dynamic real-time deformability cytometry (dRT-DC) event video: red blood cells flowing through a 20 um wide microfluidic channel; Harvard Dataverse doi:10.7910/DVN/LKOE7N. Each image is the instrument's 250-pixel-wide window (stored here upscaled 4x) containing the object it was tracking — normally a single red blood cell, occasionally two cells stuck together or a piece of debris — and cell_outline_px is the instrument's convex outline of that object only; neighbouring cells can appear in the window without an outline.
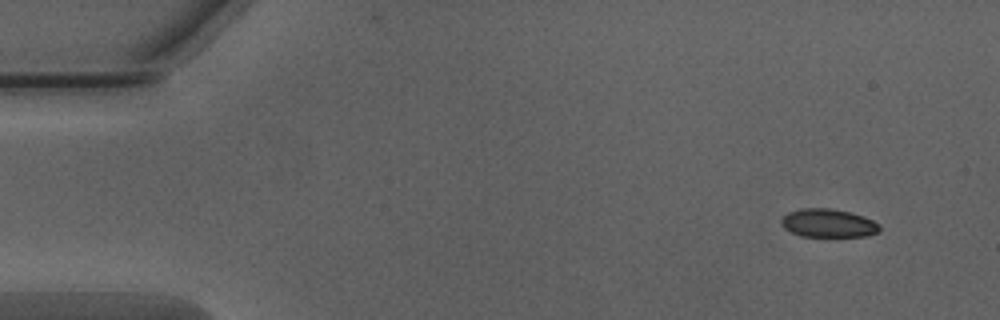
{"species": "Egyptian fruit bat (a non-hibernating species)", "species_latin": "Rousettus aegyptiacus", "temperature_condition": "warm", "stored_images_in_passage": 49, "camera_frame_rate_fps": 3000, "um_per_image_px": 0.085, "animal": {"sex": "male"}, "frame": {"image": 1, "passage_image": 1, "time_ms": 0.0, "image_size_px": [1000, 320], "cell_outline_px": [[880, 232], [864, 236], [800, 236], [784, 228], [780, 224], [780, 220], [788, 212], [800, 208], [832, 208], [852, 212], [864, 216], [880, 224]], "centroid_in_image_um": [70.4, 18.95], "position_along_channel_um": 14.6, "area_um2": 16.42}}
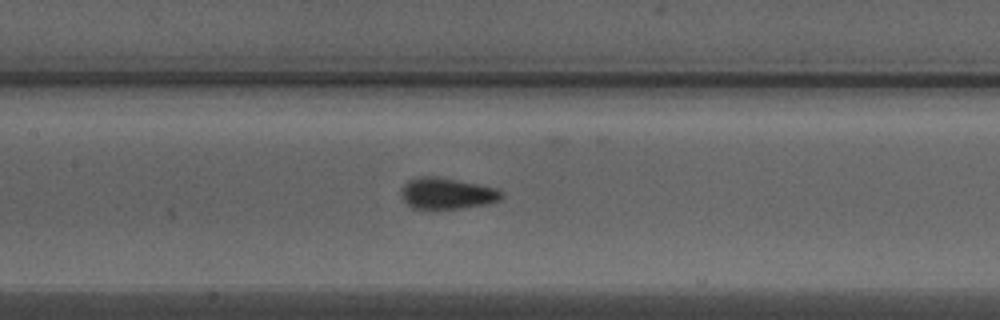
{"frame": {"image": 2, "passage_image": 21, "time_ms": 6.667, "image_size_px": [1000, 320], "cell_outline_px": [[504, 196], [500, 200], [488, 204], [436, 212], [428, 212], [412, 208], [400, 196], [400, 188], [408, 180], [420, 176], [436, 176], [496, 188], [504, 192]], "centroid_in_image_um": [37.94, 16.5], "position_along_channel_um": 169.5, "area_um2": 19.13}}
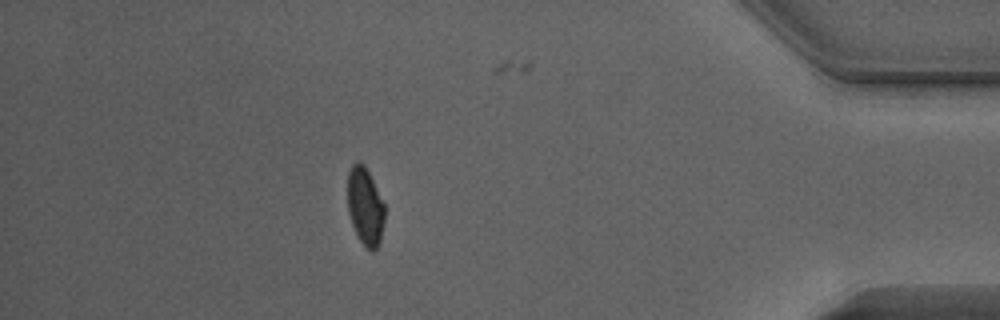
{"frame": {"image": 3, "passage_image": 42, "time_ms": 13.667, "image_size_px": [1000, 320], "cell_outline_px": [[384, 220], [380, 240], [376, 248], [372, 252], [364, 248], [352, 224], [348, 212], [348, 172], [352, 164], [356, 160], [360, 160], [364, 164], [384, 204]], "centroid_in_image_um": [31.02, 17.54], "position_along_channel_um": 404.2, "area_um2": 16.7}, "authors_computed_cell_mechanics": {"area_um2": 17.5712, "velocity_mm_per_s": 4.0401, "shape_relaxation_time_tau1_ms": 6.0206, "shape_relaxation_time_tau2_ms": 0.7411, "deformation_change_tau1": 0.1395, "deformation_change_tau2": 0.0577}}